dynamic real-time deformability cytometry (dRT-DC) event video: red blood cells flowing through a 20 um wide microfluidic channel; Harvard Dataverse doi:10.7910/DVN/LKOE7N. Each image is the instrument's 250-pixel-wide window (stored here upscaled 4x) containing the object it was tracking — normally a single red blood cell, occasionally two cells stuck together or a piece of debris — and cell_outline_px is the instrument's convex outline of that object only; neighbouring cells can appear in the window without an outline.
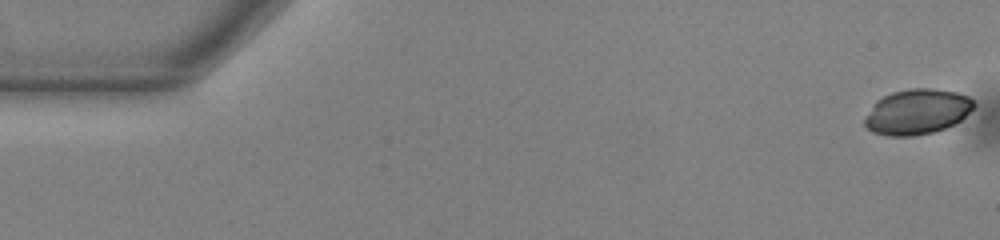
{"species": "common noctule bat (a hibernating species)", "species_latin": "Nyctalus noctula", "temperature_condition": "warm", "stored_images_in_passage": 54, "camera_frame_rate_fps": 3000, "um_per_image_px": 0.085, "animal": {"sex": "male", "body_mass_g": 13.0, "forearm_length_mm": 53.1}, "frame": {"image": 1, "passage_image": 1, "time_ms": 0.0, "image_size_px": [1000, 240], "cell_outline_px": [[976, 104], [960, 120], [944, 128], [932, 132], [916, 136], [888, 136], [872, 132], [864, 124], [864, 120], [876, 100], [892, 92], [908, 88], [932, 88], [956, 92], [968, 96]], "centroid_in_image_um": [77.93, 9.49], "position_along_channel_um": 7.1, "area_um2": 28.61}}
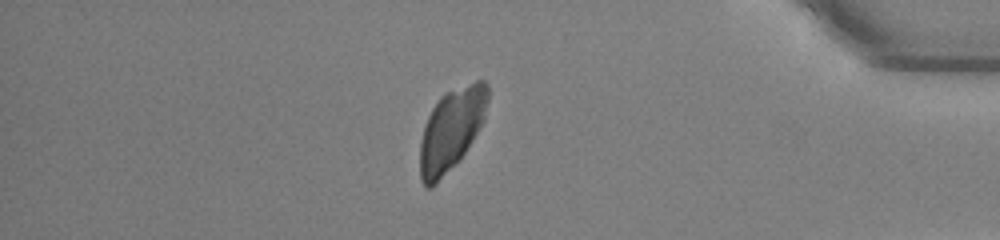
{"frame": {"image": 2, "passage_image": 46, "time_ms": 15.0, "image_size_px": [1000, 240], "cell_outline_px": [[488, 100], [484, 120], [472, 140], [464, 152], [436, 184], [432, 188], [428, 188], [424, 184], [420, 176], [420, 140], [424, 124], [432, 108], [440, 96], [444, 92], [476, 80], [484, 80], [488, 84]], "centroid_in_image_um": [38.35, 10.96], "position_along_channel_um": 396.8, "area_um2": 32.25}}
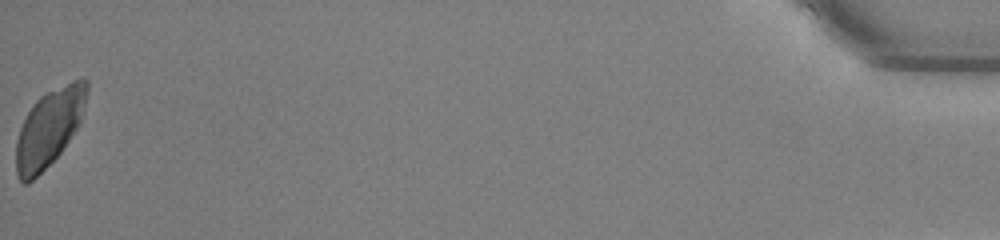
{"frame": {"image": 3, "passage_image": 54, "time_ms": 17.667, "image_size_px": [1000, 240], "cell_outline_px": [[88, 92], [80, 120], [76, 128], [60, 152], [28, 184], [24, 184], [20, 180], [16, 172], [16, 140], [20, 128], [32, 104], [44, 92], [80, 76], [84, 76], [88, 80]], "centroid_in_image_um": [4.18, 10.79], "position_along_channel_um": 431.0, "area_um2": 31.67}}